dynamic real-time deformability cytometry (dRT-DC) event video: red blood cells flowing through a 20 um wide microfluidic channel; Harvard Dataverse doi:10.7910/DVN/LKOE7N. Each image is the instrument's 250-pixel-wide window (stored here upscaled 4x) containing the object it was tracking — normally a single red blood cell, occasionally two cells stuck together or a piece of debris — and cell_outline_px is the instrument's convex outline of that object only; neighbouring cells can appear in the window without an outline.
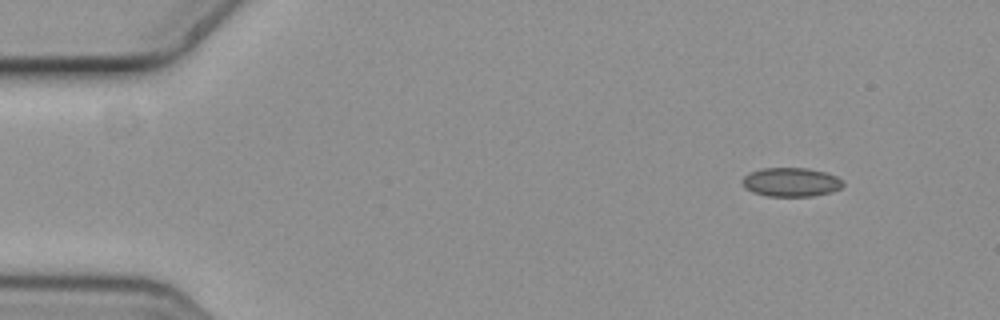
{"species": "common noctule bat (a hibernating species)", "species_latin": "Nyctalus noctula", "temperature_condition": "cold", "stored_images_in_passage": 4, "camera_frame_rate_fps": 3000, "um_per_image_px": 0.085, "animal": {"sex": "female", "body_mass_g": 19.3, "forearm_length_mm": 54.1}, "frame": {"image": 1, "passage_image": 1, "time_ms": 0.0, "image_size_px": [1000, 320], "cell_outline_px": [[844, 184], [840, 188], [832, 192], [812, 196], [768, 196], [752, 192], [744, 184], [744, 176], [752, 172], [764, 168], [808, 168], [824, 172], [836, 176], [844, 180]], "centroid_in_image_um": [67.31, 15.48], "position_along_channel_um": 17.7, "area_um2": 16.76}}